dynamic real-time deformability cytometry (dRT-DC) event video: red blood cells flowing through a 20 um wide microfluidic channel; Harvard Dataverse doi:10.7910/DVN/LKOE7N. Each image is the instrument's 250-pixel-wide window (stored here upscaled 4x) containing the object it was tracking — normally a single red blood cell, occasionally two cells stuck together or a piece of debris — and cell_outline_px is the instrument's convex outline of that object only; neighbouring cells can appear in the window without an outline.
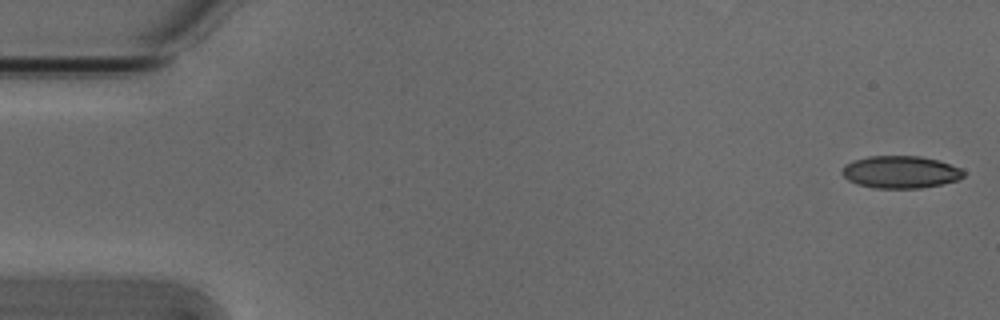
{"species": "Egyptian fruit bat (a non-hibernating species)", "species_latin": "Rousettus aegyptiacus", "temperature_condition": "cold", "stored_images_in_passage": 54, "camera_frame_rate_fps": 3000, "um_per_image_px": 0.085, "animal": {"sex": "male"}, "frame": {"image": 1, "passage_image": 1, "time_ms": 0.0, "image_size_px": [1000, 320], "cell_outline_px": [[964, 176], [960, 180], [920, 188], [872, 188], [856, 184], [848, 180], [840, 172], [844, 164], [852, 160], [868, 156], [920, 156], [940, 160], [960, 168], [964, 172]], "centroid_in_image_um": [76.51, 14.62], "position_along_channel_um": 8.5, "area_um2": 23.18}}
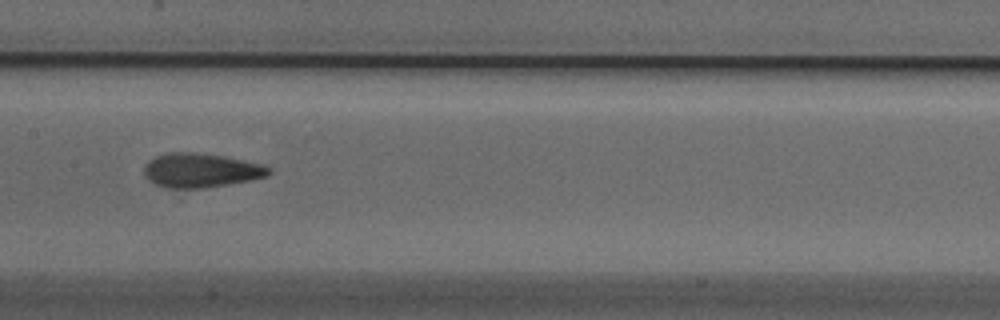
{"frame": {"image": 2, "passage_image": 26, "time_ms": 8.333, "image_size_px": [1000, 320], "cell_outline_px": [[272, 172], [268, 176], [228, 184], [204, 188], [164, 188], [152, 184], [144, 176], [144, 164], [148, 160], [156, 156], [168, 152], [196, 152], [224, 156], [264, 164], [272, 168]], "centroid_in_image_um": [17.04, 14.48], "position_along_channel_um": 190.4, "area_um2": 25.26}}
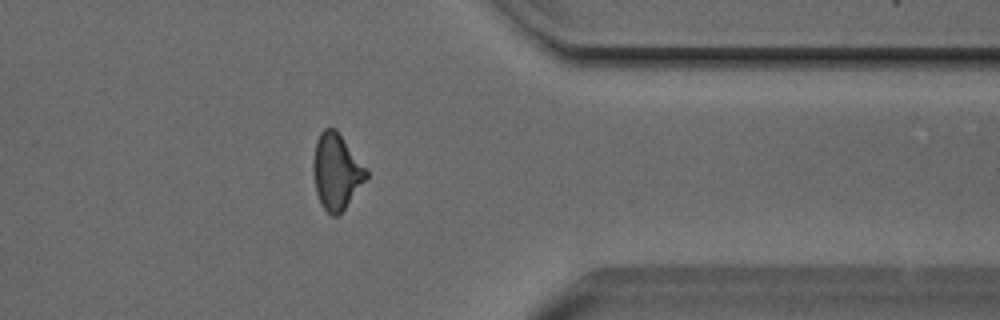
{"frame": {"image": 3, "passage_image": 42, "time_ms": 13.667, "image_size_px": [1000, 320], "cell_outline_px": [[368, 176], [340, 216], [332, 216], [320, 204], [316, 192], [312, 168], [312, 160], [316, 140], [320, 132], [324, 128], [336, 128], [368, 168]], "centroid_in_image_um": [28.6, 14.57], "position_along_channel_um": 382.8, "area_um2": 23.93}, "authors_computed_cell_mechanics": {"area_um2": 23.5535, "velocity_mm_per_s": 3.8466, "shape_relaxation_time_tau1_ms": 7.7076, "shape_relaxation_time_tau2_ms": 2.8036, "deformation_change_tau1": 0.1774, "deformation_change_tau2": 0.1229}}